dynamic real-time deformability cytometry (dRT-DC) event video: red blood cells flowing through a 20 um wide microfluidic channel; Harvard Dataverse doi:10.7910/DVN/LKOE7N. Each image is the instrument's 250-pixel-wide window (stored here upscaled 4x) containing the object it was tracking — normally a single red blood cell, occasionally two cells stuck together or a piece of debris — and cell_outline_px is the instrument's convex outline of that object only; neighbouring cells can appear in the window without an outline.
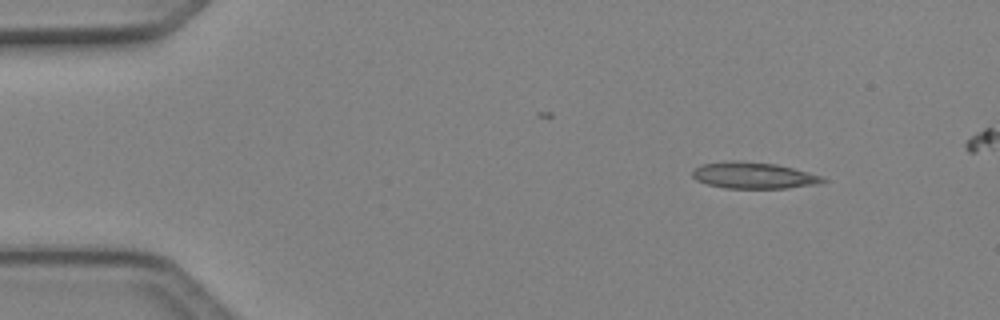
{"species": "Egyptian fruit bat (a non-hibernating species)", "species_latin": "Rousettus aegyptiacus", "temperature_condition": "cold", "stored_images_in_passage": 4, "camera_frame_rate_fps": 3000, "um_per_image_px": 0.085, "animal": {"sex": "female"}, "frame": {"image": 1, "passage_image": 1, "time_ms": 0.0, "image_size_px": [1000, 320], "cell_outline_px": [[828, 180], [820, 184], [788, 188], [724, 188], [708, 184], [696, 180], [692, 176], [692, 168], [700, 164], [732, 160], [776, 164], [824, 176]], "centroid_in_image_um": [64.05, 14.91], "position_along_channel_um": 20.9, "area_um2": 20.23}}